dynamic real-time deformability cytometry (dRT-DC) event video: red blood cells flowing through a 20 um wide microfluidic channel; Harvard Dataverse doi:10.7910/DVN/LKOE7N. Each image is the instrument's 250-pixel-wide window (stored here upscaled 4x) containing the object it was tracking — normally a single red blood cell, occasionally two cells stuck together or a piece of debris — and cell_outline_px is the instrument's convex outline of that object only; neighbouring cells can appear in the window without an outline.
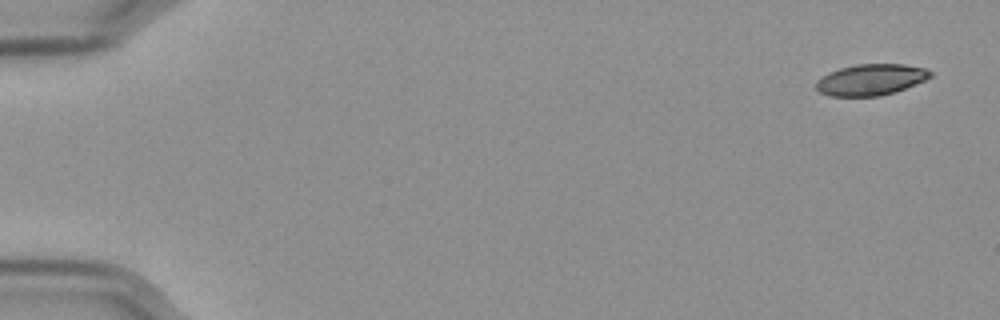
{"species": "Egyptian fruit bat (a non-hibernating species)", "species_latin": "Rousettus aegyptiacus", "temperature_condition": "cold", "stored_images_in_passage": 56, "camera_frame_rate_fps": 3000, "um_per_image_px": 0.085, "frame": {"image": 1, "passage_image": 1, "time_ms": 0.0, "image_size_px": [1000, 320], "cell_outline_px": [[932, 76], [924, 80], [904, 88], [880, 96], [832, 96], [820, 92], [816, 88], [816, 80], [828, 72], [840, 68], [856, 64], [904, 64], [924, 68], [932, 72]], "centroid_in_image_um": [73.99, 6.76], "position_along_channel_um": 11.0, "area_um2": 20.58}}
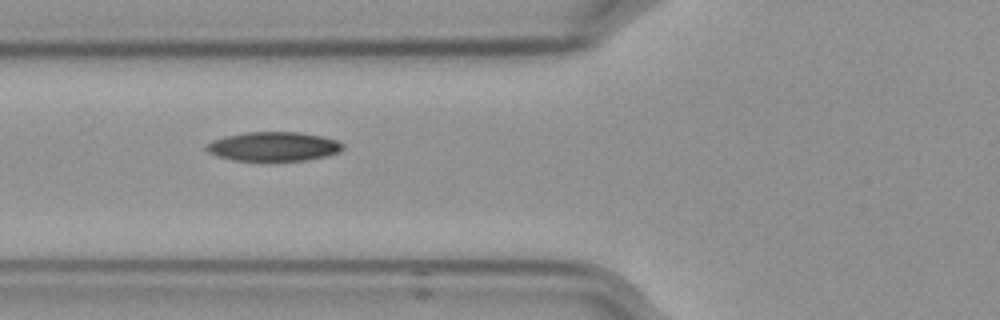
{"frame": {"image": 2, "passage_image": 21, "time_ms": 6.667, "image_size_px": [1000, 320], "cell_outline_px": [[344, 148], [340, 152], [328, 156], [308, 160], [232, 160], [208, 152], [204, 148], [204, 144], [212, 140], [224, 136], [248, 132], [300, 132], [324, 136], [336, 140], [344, 144]], "centroid_in_image_um": [23.27, 12.44], "position_along_channel_um": 102.5, "area_um2": 23.35}}
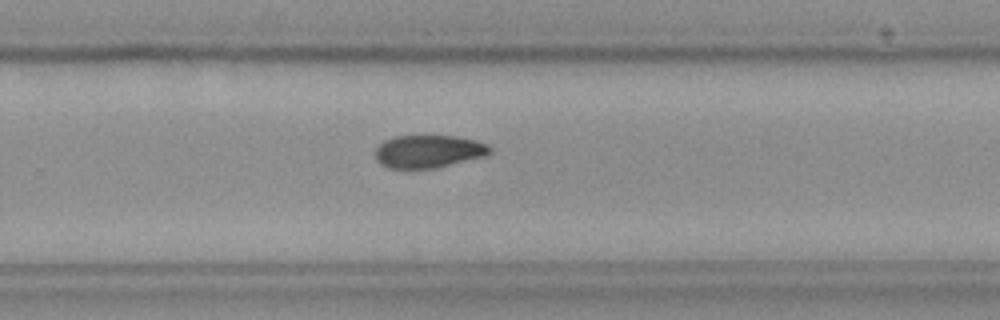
{"frame": {"image": 3, "passage_image": 37, "time_ms": 12.0, "image_size_px": [1000, 320], "cell_outline_px": [[492, 152], [488, 156], [436, 168], [388, 168], [380, 164], [376, 160], [376, 148], [384, 140], [396, 136], [424, 132], [456, 136], [476, 140], [488, 144], [492, 148]], "centroid_in_image_um": [36.46, 12.82], "position_along_channel_um": 293.3, "area_um2": 23.0}, "authors_computed_cell_mechanics": {"area_um2": 22.7443, "velocity_mm_per_s": 3.5745, "shape_relaxation_time_tau1_ms": 8.6466, "shape_relaxation_time_tau2_ms": null, "deformation_change_tau1": 0.1845, "deformation_change_tau2": null}}